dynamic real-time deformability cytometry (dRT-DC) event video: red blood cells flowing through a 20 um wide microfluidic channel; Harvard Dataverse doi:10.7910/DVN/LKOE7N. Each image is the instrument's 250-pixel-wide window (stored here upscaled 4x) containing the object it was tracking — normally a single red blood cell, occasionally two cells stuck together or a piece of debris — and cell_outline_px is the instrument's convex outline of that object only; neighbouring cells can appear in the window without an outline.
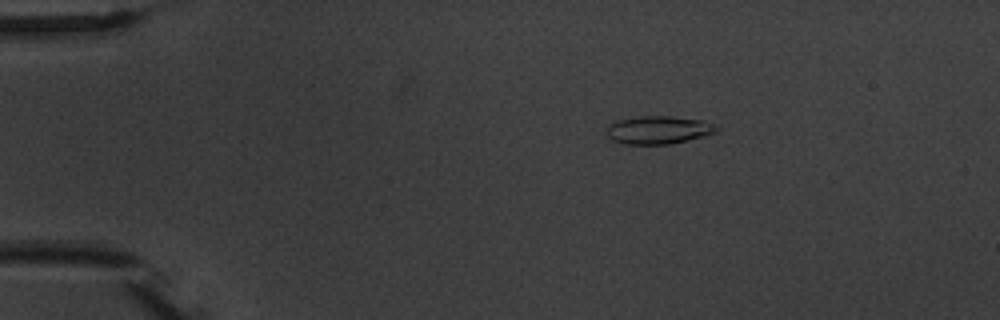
{"species": "common noctule bat (a hibernating species)", "species_latin": "Nyctalus noctula", "temperature_condition": "warm", "stored_images_in_passage": 3, "camera_frame_rate_fps": 3000, "um_per_image_px": 0.085, "animal": {"sex": "male", "body_mass_g": 20.1, "forearm_length_mm": 53.5}, "frame": {"image": 1, "passage_image": 3, "time_ms": 2.667, "image_size_px": [1000, 320], "cell_outline_px": [[720, 128], [716, 132], [704, 136], [668, 144], [624, 144], [612, 140], [608, 136], [608, 128], [616, 120], [640, 116], [672, 116], [704, 120], [716, 124]], "centroid_in_image_um": [56.02, 11.03], "position_along_channel_um": 29.0, "area_um2": 17.92}}